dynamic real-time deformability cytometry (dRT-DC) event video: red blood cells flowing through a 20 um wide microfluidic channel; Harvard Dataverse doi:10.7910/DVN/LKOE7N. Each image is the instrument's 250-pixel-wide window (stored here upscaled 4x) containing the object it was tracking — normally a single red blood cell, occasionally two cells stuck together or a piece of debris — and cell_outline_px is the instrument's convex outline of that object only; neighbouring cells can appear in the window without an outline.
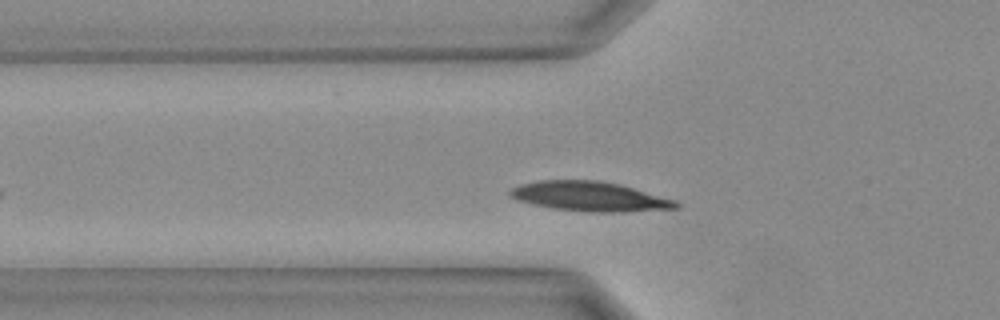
{"species": "Egyptian fruit bat (a non-hibernating species)", "species_latin": "Rousettus aegyptiacus", "temperature_condition": "warm", "stored_images_in_passage": 26, "camera_frame_rate_fps": 3000, "um_per_image_px": 0.085, "animal": {"sex": "female"}, "frame": {"image": 1, "passage_image": 5, "time_ms": 1.333, "image_size_px": [1000, 320], "cell_outline_px": [[680, 208], [628, 212], [588, 212], [552, 208], [516, 200], [508, 196], [508, 192], [512, 188], [524, 184], [540, 180], [596, 180], [616, 184], [632, 188], [676, 200], [680, 204]], "centroid_in_image_um": [50.13, 16.71], "position_along_channel_um": 75.7, "area_um2": 28.5}}
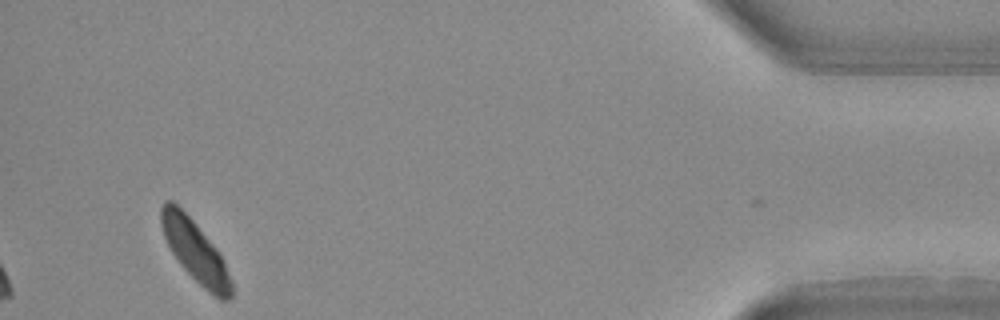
{"frame": {"image": 2, "passage_image": 26, "time_ms": 8.333, "image_size_px": [1000, 320], "cell_outline_px": [[232, 296], [228, 300], [220, 300], [208, 292], [180, 264], [172, 252], [164, 236], [160, 224], [160, 208], [164, 200], [172, 200], [192, 220], [220, 252], [232, 280]], "centroid_in_image_um": [16.6, 21.35], "position_along_channel_um": 418.6, "area_um2": 24.91}}